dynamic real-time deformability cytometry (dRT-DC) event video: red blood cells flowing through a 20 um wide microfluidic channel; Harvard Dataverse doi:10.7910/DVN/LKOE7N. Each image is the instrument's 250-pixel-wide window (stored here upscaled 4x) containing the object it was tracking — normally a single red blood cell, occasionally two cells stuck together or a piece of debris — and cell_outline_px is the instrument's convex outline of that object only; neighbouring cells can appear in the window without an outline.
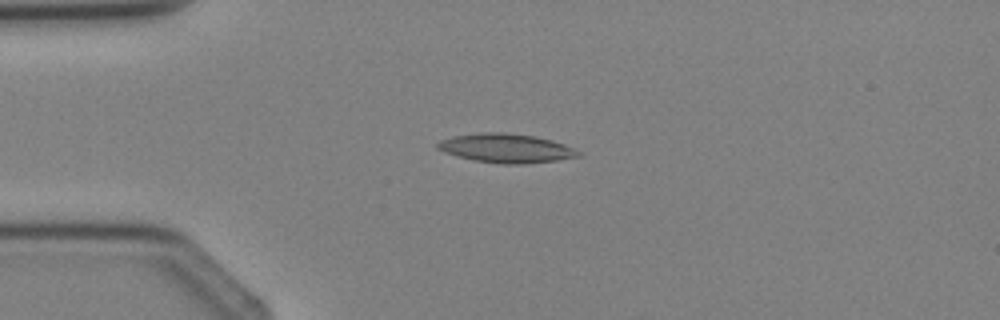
{"species": "Egyptian fruit bat (a non-hibernating species)", "species_latin": "Rousettus aegyptiacus", "temperature_condition": "cold", "stored_images_in_passage": 2, "camera_frame_rate_fps": 3000, "um_per_image_px": 0.085, "animal": {"sex": "female"}, "frame": {"image": 1, "passage_image": 2, "time_ms": 1.0, "image_size_px": [1000, 320], "cell_outline_px": [[580, 156], [556, 160], [520, 164], [500, 164], [476, 160], [456, 156], [444, 152], [436, 148], [436, 144], [440, 140], [452, 136], [476, 132], [508, 132], [536, 136], [552, 140], [564, 144], [580, 152]], "centroid_in_image_um": [42.97, 12.58], "position_along_channel_um": 42.0, "area_um2": 23.87}}